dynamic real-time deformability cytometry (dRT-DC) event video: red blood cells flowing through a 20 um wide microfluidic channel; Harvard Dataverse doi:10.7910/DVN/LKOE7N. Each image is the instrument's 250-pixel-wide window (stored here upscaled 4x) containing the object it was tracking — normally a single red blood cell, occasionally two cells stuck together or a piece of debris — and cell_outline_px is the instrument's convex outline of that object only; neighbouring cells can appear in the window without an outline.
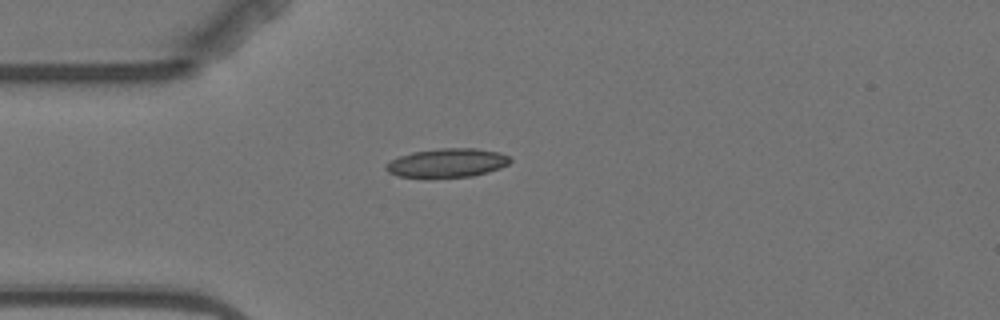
{"species": "Egyptian fruit bat (a non-hibernating species)", "species_latin": "Rousettus aegyptiacus", "temperature_condition": "warm", "stored_images_in_passage": 1, "camera_frame_rate_fps": 3000, "um_per_image_px": 0.085, "animal": {"sex": "female"}, "frame": {"image": 1, "passage_image": 1, "time_ms": 0.0, "image_size_px": [1000, 320], "cell_outline_px": [[512, 160], [508, 164], [500, 168], [488, 172], [472, 176], [400, 176], [388, 172], [384, 168], [384, 164], [400, 156], [412, 152], [440, 148], [476, 148], [500, 152], [508, 156]], "centroid_in_image_um": [38.04, 13.82], "position_along_channel_um": 47.0, "area_um2": 20.52}}